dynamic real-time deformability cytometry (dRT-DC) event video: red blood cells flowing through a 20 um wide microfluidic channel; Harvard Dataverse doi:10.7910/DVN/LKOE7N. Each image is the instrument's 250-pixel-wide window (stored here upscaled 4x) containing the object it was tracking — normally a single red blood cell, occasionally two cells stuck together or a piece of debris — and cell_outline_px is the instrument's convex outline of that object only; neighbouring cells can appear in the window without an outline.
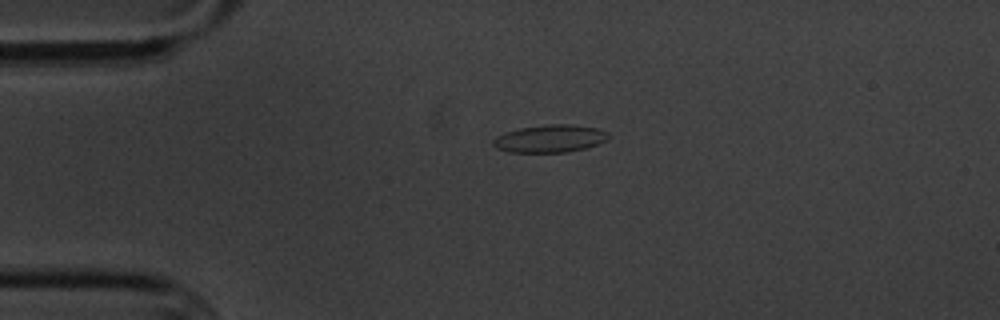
{"species": "common noctule bat (a hibernating species)", "species_latin": "Nyctalus noctula", "temperature_condition": "cold", "stored_images_in_passage": 5, "camera_frame_rate_fps": 3000, "um_per_image_px": 0.085, "animal": {"sex": "male", "body_mass_g": 20.1, "forearm_length_mm": 53.5}, "frame": {"image": 1, "passage_image": 4, "time_ms": 3.667, "image_size_px": [1000, 320], "cell_outline_px": [[608, 140], [584, 148], [564, 152], [508, 152], [496, 148], [492, 144], [492, 140], [496, 136], [504, 132], [520, 128], [548, 124], [572, 124], [600, 128], [608, 132]], "centroid_in_image_um": [46.73, 11.77], "position_along_channel_um": 38.3, "area_um2": 18.61}}